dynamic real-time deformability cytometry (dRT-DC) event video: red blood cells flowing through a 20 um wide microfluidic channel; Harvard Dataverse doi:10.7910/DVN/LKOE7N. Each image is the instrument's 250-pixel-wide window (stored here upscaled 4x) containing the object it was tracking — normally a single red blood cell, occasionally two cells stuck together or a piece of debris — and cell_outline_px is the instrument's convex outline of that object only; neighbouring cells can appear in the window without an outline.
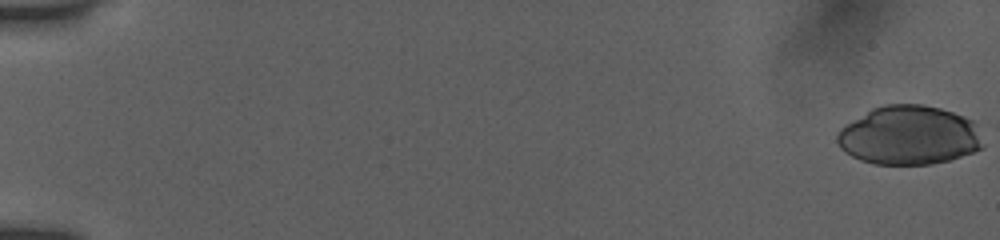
{"species": "human", "species_latin": "Homo sapiens", "temperature_condition": "room temperature", "stored_images_in_passage": 54, "camera_frame_rate_fps": 3000, "um_per_image_px": 0.085, "donor": {"sex": "female"}, "frame": {"image": 1, "passage_image": 1, "time_ms": 0.0, "image_size_px": [1000, 240], "cell_outline_px": [[984, 148], [948, 160], [932, 164], [872, 164], [860, 160], [844, 152], [840, 148], [836, 140], [836, 136], [840, 128], [872, 108], [884, 104], [924, 104], [940, 108], [964, 116], [972, 120], [976, 124]], "centroid_in_image_um": [77.25, 11.5], "position_along_channel_um": 7.7, "area_um2": 50.23}}